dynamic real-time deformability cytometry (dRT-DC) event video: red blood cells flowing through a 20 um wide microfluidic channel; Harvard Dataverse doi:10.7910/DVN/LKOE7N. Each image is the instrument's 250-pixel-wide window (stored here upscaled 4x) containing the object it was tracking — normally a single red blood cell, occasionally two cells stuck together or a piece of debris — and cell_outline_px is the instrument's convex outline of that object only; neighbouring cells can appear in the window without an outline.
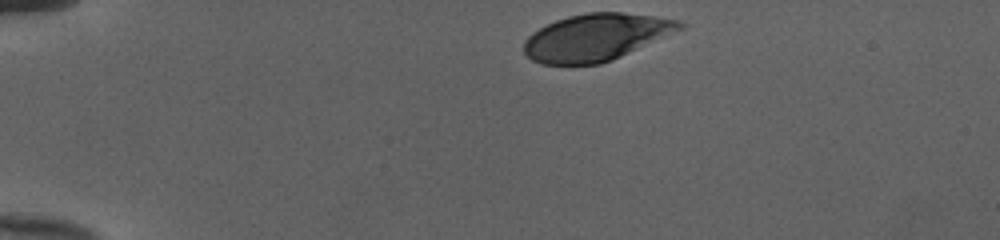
{"species": "human", "species_latin": "Homo sapiens", "temperature_condition": "cold", "stored_images_in_passage": 35, "camera_frame_rate_fps": 3000, "um_per_image_px": 0.085, "donor": {"sex": "female"}, "frame": {"image": 1, "passage_image": 1, "time_ms": 0.0, "image_size_px": [1000, 240], "cell_outline_px": [[684, 28], [612, 60], [600, 64], [540, 64], [532, 60], [524, 52], [524, 40], [532, 32], [556, 20], [568, 16], [588, 12], [620, 12], [652, 16], [680, 20], [684, 24]], "centroid_in_image_um": [50.65, 3.16], "position_along_channel_um": 34.4, "area_um2": 42.37}}
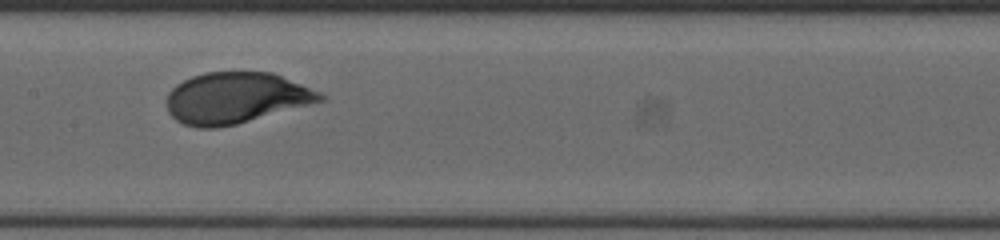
{"frame": {"image": 2, "passage_image": 18, "time_ms": 5.667, "image_size_px": [1000, 240], "cell_outline_px": [[328, 96], [324, 100], [236, 124], [216, 128], [196, 128], [184, 124], [176, 120], [168, 112], [168, 92], [176, 84], [192, 76], [204, 72], [272, 72], [320, 92]], "centroid_in_image_um": [20.03, 8.32], "position_along_channel_um": 187.4, "area_um2": 45.43}}
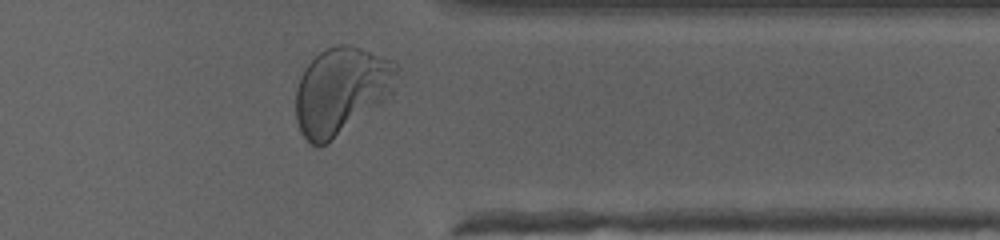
{"frame": {"image": 3, "passage_image": 33, "time_ms": 10.667, "image_size_px": [1000, 240], "cell_outline_px": [[400, 68], [392, 92], [324, 144], [308, 144], [300, 132], [296, 120], [296, 88], [300, 76], [304, 68], [320, 52], [336, 44], [348, 44], [360, 48], [392, 60], [400, 64]], "centroid_in_image_um": [28.97, 7.64], "position_along_channel_um": 382.4, "area_um2": 50.05}, "authors_computed_cell_mechanics": {"area_um2": 46.1822, "velocity_mm_per_s": 3.9665, "shape_relaxation_time_tau1_ms": 2.1855, "shape_relaxation_time_tau2_ms": null, "deformation_change_tau1": 0.1565, "deformation_change_tau2": null}}